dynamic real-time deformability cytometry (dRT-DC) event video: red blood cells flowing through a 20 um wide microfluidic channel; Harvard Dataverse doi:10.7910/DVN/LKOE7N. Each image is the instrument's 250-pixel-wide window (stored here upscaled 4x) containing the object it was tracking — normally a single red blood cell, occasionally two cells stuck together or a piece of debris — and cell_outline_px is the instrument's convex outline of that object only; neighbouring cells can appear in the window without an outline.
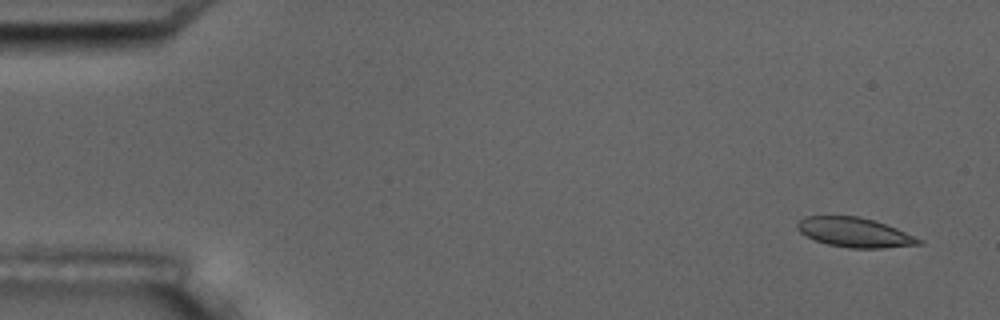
{"species": "common noctule bat (a hibernating species)", "species_latin": "Nyctalus noctula", "temperature_condition": "room temperature", "stored_images_in_passage": 5, "camera_frame_rate_fps": 3000, "um_per_image_px": 0.085, "animal": {"sex": "male", "body_mass_g": 17.5, "forearm_length_mm": 52.3}, "frame": {"image": 1, "passage_image": 1, "time_ms": 0.0, "image_size_px": [1000, 320], "cell_outline_px": [[924, 244], [884, 248], [848, 248], [828, 244], [816, 240], [800, 232], [796, 228], [796, 224], [804, 216], [860, 216], [896, 228], [924, 240]], "centroid_in_image_um": [72.66, 19.76], "position_along_channel_um": 12.3, "area_um2": 20.87}}
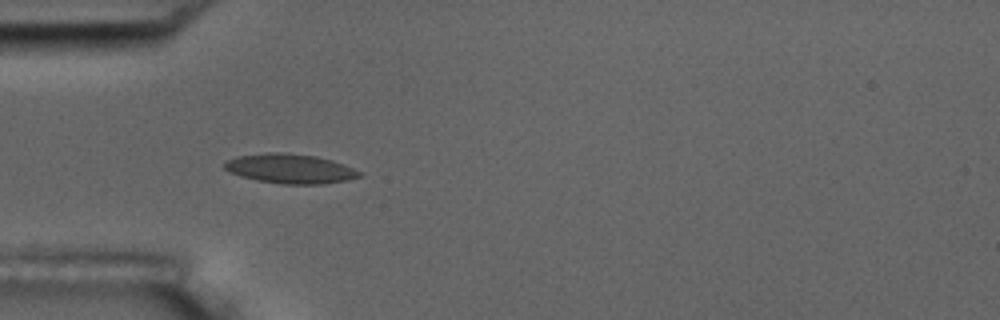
{"frame": {"image": 2, "passage_image": 4, "time_ms": 4.667, "image_size_px": [1000, 320], "cell_outline_px": [[364, 176], [348, 180], [320, 184], [280, 184], [256, 180], [240, 176], [228, 172], [224, 168], [224, 164], [228, 160], [236, 156], [268, 152], [288, 152], [316, 156], [332, 160], [344, 164], [364, 172]], "centroid_in_image_um": [24.7, 14.33], "position_along_channel_um": 60.3, "area_um2": 23.58}}